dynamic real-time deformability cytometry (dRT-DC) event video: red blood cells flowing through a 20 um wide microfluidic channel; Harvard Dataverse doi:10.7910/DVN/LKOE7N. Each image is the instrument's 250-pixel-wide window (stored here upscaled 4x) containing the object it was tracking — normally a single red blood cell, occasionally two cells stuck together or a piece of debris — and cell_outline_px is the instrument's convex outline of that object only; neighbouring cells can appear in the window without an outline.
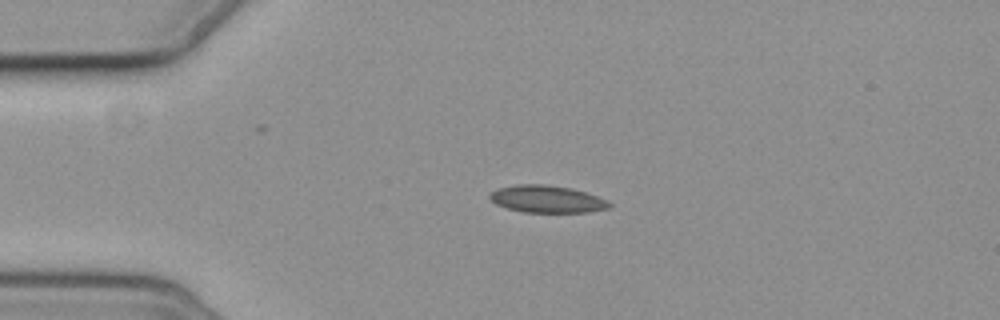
{"species": "common noctule bat (a hibernating species)", "species_latin": "Nyctalus noctula", "temperature_condition": "cold", "stored_images_in_passage": 4, "camera_frame_rate_fps": 3000, "um_per_image_px": 0.085, "animal": {"sex": "female", "body_mass_g": 19.3, "forearm_length_mm": 54.1}, "frame": {"image": 1, "passage_image": 3, "time_ms": 3.667, "image_size_px": [1000, 320], "cell_outline_px": [[612, 204], [608, 208], [588, 212], [524, 212], [508, 208], [496, 204], [488, 196], [492, 192], [500, 188], [520, 184], [540, 184], [572, 188], [608, 200]], "centroid_in_image_um": [46.51, 16.92], "position_along_channel_um": 38.5, "area_um2": 18.67}}